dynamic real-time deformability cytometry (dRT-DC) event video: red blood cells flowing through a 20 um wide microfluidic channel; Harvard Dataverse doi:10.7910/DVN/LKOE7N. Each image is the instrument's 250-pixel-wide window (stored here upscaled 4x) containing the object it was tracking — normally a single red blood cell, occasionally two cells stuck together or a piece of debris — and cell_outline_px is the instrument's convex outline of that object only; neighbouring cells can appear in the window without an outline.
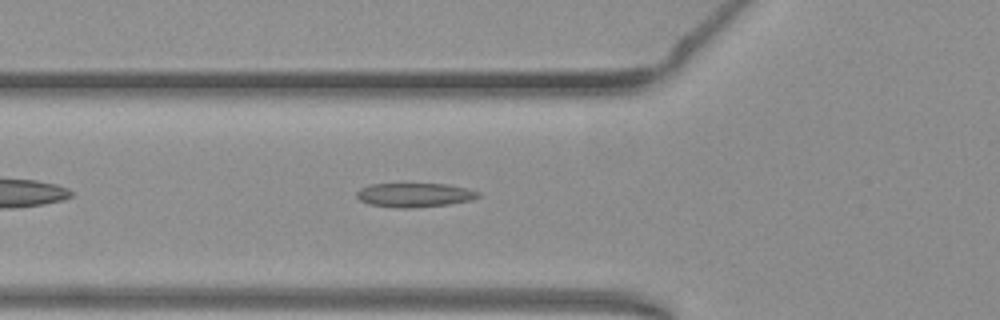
{"species": "common noctule bat (a hibernating species)", "species_latin": "Nyctalus noctula", "temperature_condition": "warm", "stored_images_in_passage": 42, "camera_frame_rate_fps": 3000, "um_per_image_px": 0.085, "animal": {"sex": "female", "body_mass_g": 19.3, "forearm_length_mm": 54.1}, "frame": {"image": 1, "passage_image": 8, "time_ms": 2.333, "image_size_px": [1000, 320], "cell_outline_px": [[480, 196], [472, 200], [448, 204], [412, 208], [396, 208], [368, 204], [360, 200], [356, 196], [356, 192], [360, 188], [372, 184], [448, 184], [468, 188], [480, 192]], "centroid_in_image_um": [35.24, 16.58], "position_along_channel_um": 90.6, "area_um2": 17.17}}
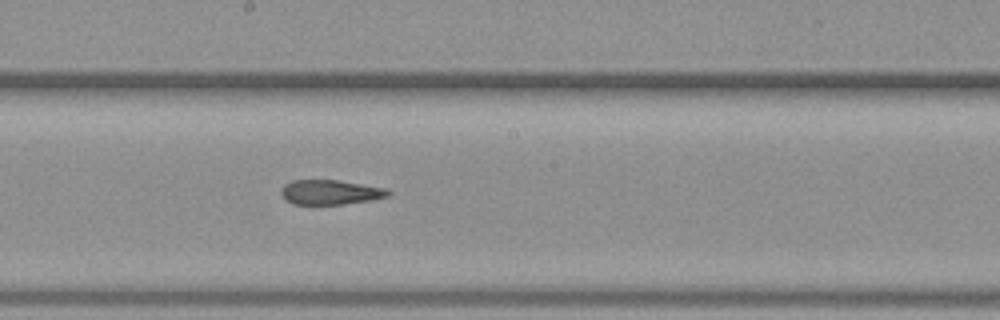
{"frame": {"image": 2, "passage_image": 18, "time_ms": 5.667, "image_size_px": [1000, 320], "cell_outline_px": [[392, 192], [388, 196], [372, 200], [344, 204], [292, 204], [284, 200], [280, 192], [284, 184], [292, 180], [336, 180], [388, 188]], "centroid_in_image_um": [28.07, 16.34], "position_along_channel_um": 220.1, "area_um2": 15.55}}
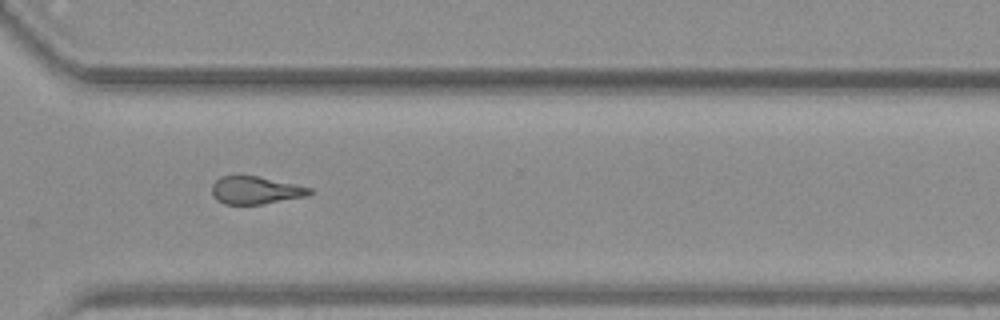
{"frame": {"image": 3, "passage_image": 28, "time_ms": 9.0, "image_size_px": [1000, 320], "cell_outline_px": [[312, 192], [308, 196], [264, 204], [224, 204], [216, 200], [212, 196], [212, 184], [220, 176], [256, 176], [296, 184], [312, 188]], "centroid_in_image_um": [21.72, 16.18], "position_along_channel_um": 348.9, "area_um2": 15.84}, "authors_computed_cell_mechanics": {"area_um2": 16.5308, "velocity_mm_per_s": 3.8707, "shape_relaxation_time_tau1_ms": null, "shape_relaxation_time_tau2_ms": 5.06, "deformation_change_tau1": null, "deformation_change_tau2": 0.1488}}